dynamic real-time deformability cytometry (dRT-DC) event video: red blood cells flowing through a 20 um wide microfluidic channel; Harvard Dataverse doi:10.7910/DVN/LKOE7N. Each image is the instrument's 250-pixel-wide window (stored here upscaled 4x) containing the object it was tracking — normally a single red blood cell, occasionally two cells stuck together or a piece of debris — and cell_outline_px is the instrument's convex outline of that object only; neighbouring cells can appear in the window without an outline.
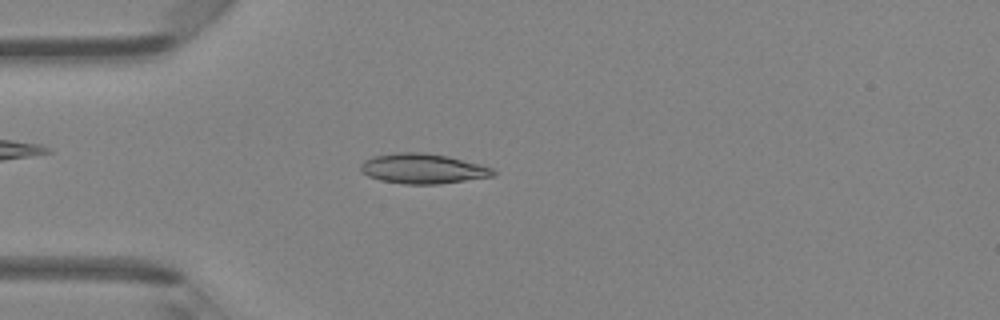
{"species": "Egyptian fruit bat (a non-hibernating species)", "species_latin": "Rousettus aegyptiacus", "temperature_condition": "room temperature", "stored_images_in_passage": 47, "camera_frame_rate_fps": 3000, "um_per_image_px": 0.085, "animal": {"sex": "female"}, "frame": {"image": 1, "passage_image": 13, "time_ms": 4.0, "image_size_px": [1000, 320], "cell_outline_px": [[496, 176], [440, 184], [404, 184], [380, 180], [368, 176], [360, 168], [360, 164], [364, 160], [372, 156], [396, 152], [424, 152], [448, 156], [480, 164], [492, 168], [496, 172]], "centroid_in_image_um": [35.95, 14.33], "position_along_channel_um": 49.0, "area_um2": 23.35}}
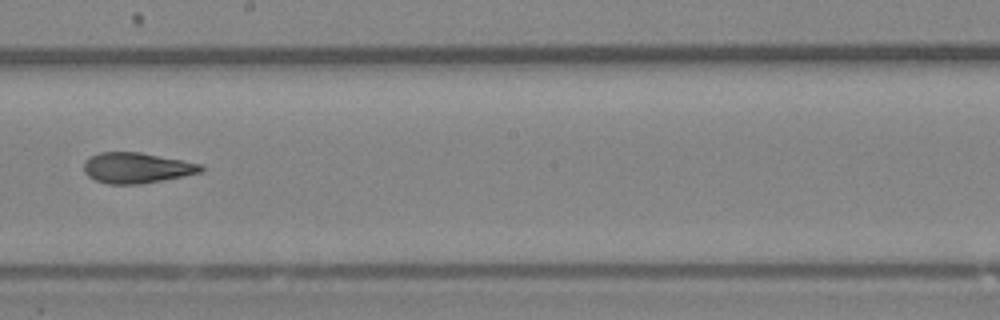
{"frame": {"image": 2, "passage_image": 27, "time_ms": 8.667, "image_size_px": [1000, 320], "cell_outline_px": [[204, 172], [184, 176], [140, 184], [108, 184], [96, 180], [88, 176], [84, 172], [84, 160], [100, 152], [140, 152], [200, 164], [204, 168]], "centroid_in_image_um": [11.61, 14.27], "position_along_channel_um": 236.6, "area_um2": 20.75}}
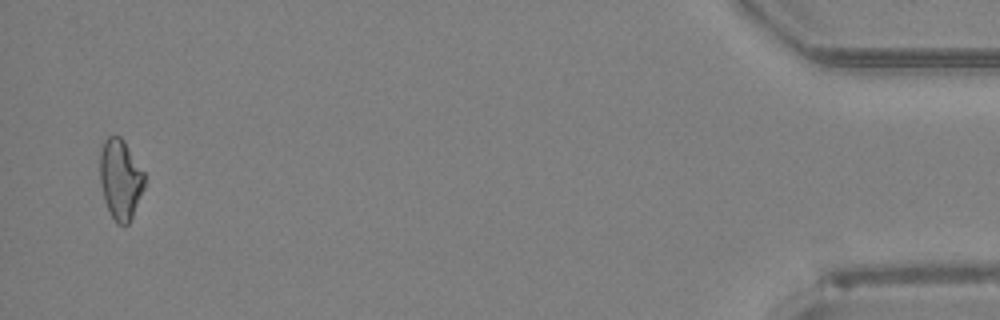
{"frame": {"image": 3, "passage_image": 46, "time_ms": 15.0, "image_size_px": [1000, 320], "cell_outline_px": [[144, 188], [132, 216], [128, 224], [124, 228], [116, 224], [104, 200], [100, 184], [100, 152], [104, 140], [108, 136], [120, 136], [124, 140], [144, 172]], "centroid_in_image_um": [10.22, 15.25], "position_along_channel_um": 425.0, "area_um2": 20.87}, "authors_computed_cell_mechanics": {"area_um2": 21.0392, "velocity_mm_per_s": 4.3085, "shape_relaxation_time_tau1_ms": null, "shape_relaxation_time_tau2_ms": 2.8175, "deformation_change_tau1": null, "deformation_change_tau2": 0.0889}}